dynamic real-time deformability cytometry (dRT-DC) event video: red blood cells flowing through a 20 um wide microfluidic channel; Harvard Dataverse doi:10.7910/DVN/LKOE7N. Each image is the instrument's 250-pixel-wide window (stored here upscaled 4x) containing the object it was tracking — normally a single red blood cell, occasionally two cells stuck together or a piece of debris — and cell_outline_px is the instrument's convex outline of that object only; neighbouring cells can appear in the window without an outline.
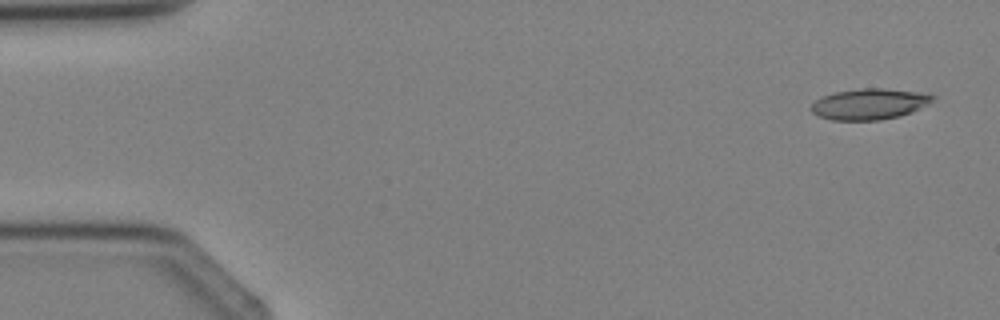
{"species": "Egyptian fruit bat (a non-hibernating species)", "species_latin": "Rousettus aegyptiacus", "temperature_condition": "cold", "stored_images_in_passage": 3, "camera_frame_rate_fps": 3000, "um_per_image_px": 0.085, "animal": {"sex": "female"}, "frame": {"image": 1, "passage_image": 1, "time_ms": 0.0, "image_size_px": [1000, 320], "cell_outline_px": [[936, 96], [932, 100], [912, 112], [900, 116], [880, 120], [832, 120], [820, 116], [812, 112], [812, 104], [816, 100], [824, 96], [836, 92], [860, 88], [884, 88], [916, 92]], "centroid_in_image_um": [73.88, 8.84], "position_along_channel_um": 11.1, "area_um2": 21.5}}
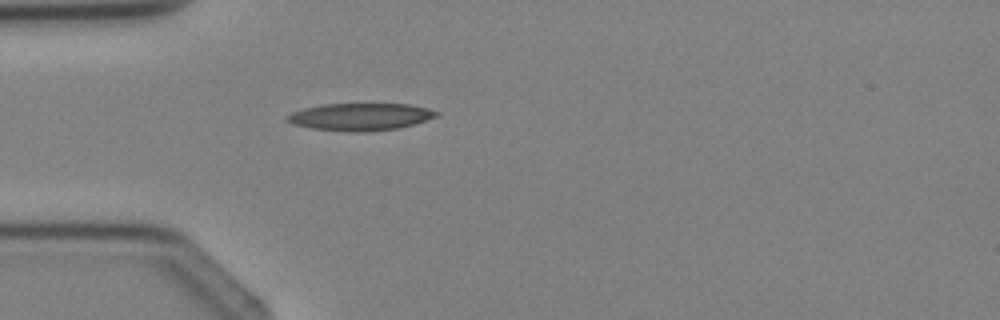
{"frame": {"image": 2, "passage_image": 3, "time_ms": 3.0, "image_size_px": [1000, 320], "cell_outline_px": [[440, 112], [436, 116], [412, 124], [396, 128], [364, 132], [352, 132], [312, 128], [292, 124], [284, 120], [284, 116], [292, 112], [304, 108], [324, 104], [408, 104], [428, 108]], "centroid_in_image_um": [30.56, 9.92], "position_along_channel_um": 54.4, "area_um2": 23.58}}